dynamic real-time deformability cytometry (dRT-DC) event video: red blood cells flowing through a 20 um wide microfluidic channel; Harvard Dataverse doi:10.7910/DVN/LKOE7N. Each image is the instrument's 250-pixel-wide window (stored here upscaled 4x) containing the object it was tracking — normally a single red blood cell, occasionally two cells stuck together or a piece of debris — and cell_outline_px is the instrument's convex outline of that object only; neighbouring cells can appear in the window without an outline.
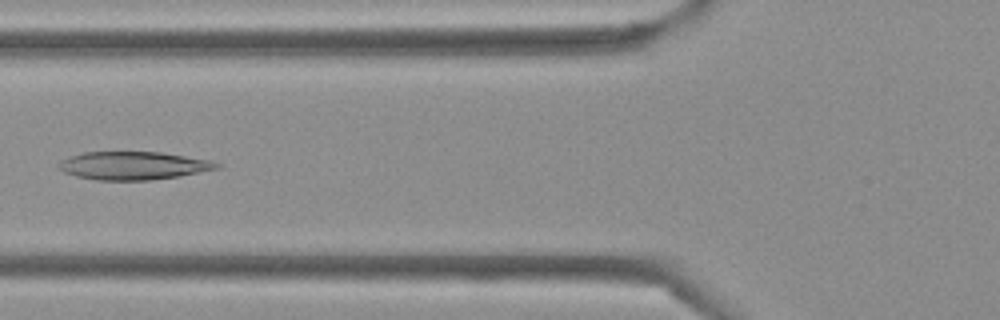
{"species": "Egyptian fruit bat (a non-hibernating species)", "species_latin": "Rousettus aegyptiacus", "temperature_condition": "cold", "stored_images_in_passage": 43, "camera_frame_rate_fps": 3000, "um_per_image_px": 0.085, "frame": {"image": 1, "passage_image": 16, "time_ms": 5.0, "image_size_px": [1000, 320], "cell_outline_px": [[220, 168], [176, 176], [152, 180], [96, 180], [76, 176], [64, 172], [56, 164], [60, 160], [84, 152], [160, 152], [212, 160], [220, 164]], "centroid_in_image_um": [11.32, 14.07], "position_along_channel_um": 114.5, "area_um2": 25.72}}
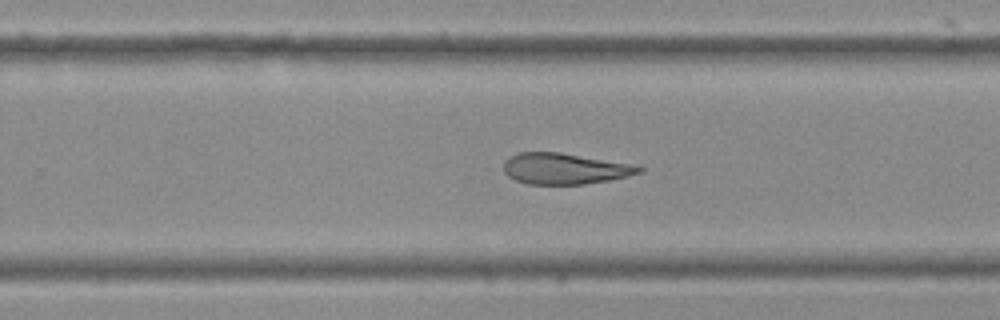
{"frame": {"image": 2, "passage_image": 27, "time_ms": 8.667, "image_size_px": [1000, 320], "cell_outline_px": [[644, 168], [640, 172], [628, 176], [608, 180], [584, 184], [528, 184], [516, 180], [508, 176], [504, 172], [504, 160], [508, 156], [520, 152], [560, 152], [636, 164]], "centroid_in_image_um": [48.0, 14.32], "position_along_channel_um": 281.8, "area_um2": 24.62}}
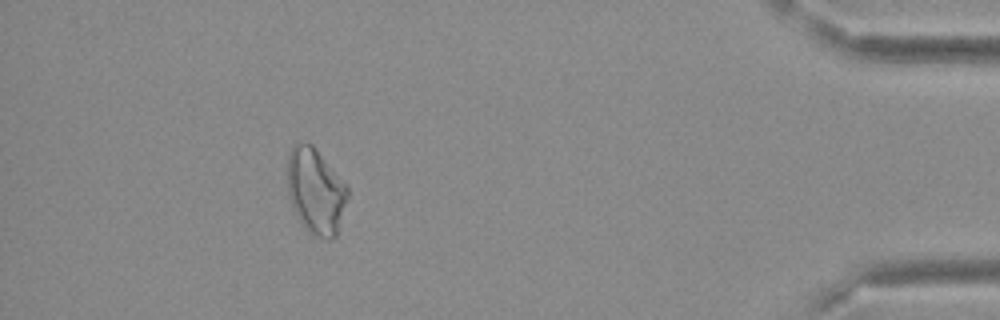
{"frame": {"image": 3, "passage_image": 39, "time_ms": 12.667, "image_size_px": [1000, 320], "cell_outline_px": [[348, 196], [336, 236], [332, 240], [324, 240], [312, 236], [308, 232], [292, 208], [288, 196], [288, 152], [292, 144], [296, 140], [312, 144], [348, 184]], "centroid_in_image_um": [26.83, 16.23], "position_along_channel_um": 408.4, "area_um2": 30.69}}